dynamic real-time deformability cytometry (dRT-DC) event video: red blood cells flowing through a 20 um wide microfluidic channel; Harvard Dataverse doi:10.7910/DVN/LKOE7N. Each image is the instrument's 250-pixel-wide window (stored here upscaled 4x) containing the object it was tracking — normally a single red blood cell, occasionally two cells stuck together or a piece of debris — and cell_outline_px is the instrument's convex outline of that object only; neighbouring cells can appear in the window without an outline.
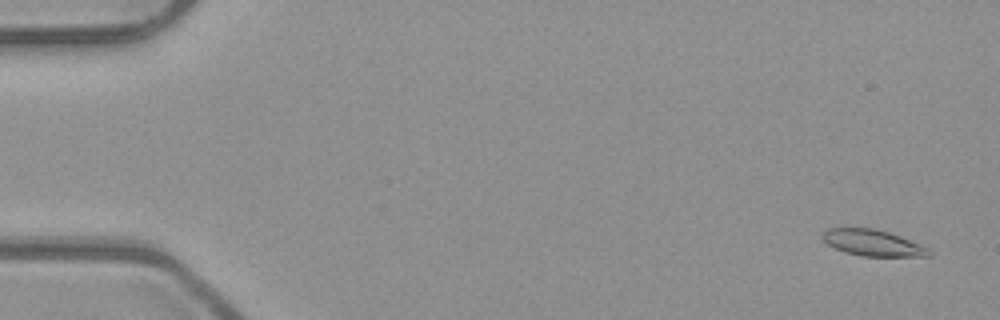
{"species": "common noctule bat (a hibernating species)", "species_latin": "Nyctalus noctula", "temperature_condition": "room temperature", "stored_images_in_passage": 4, "camera_frame_rate_fps": 3000, "um_per_image_px": 0.085, "animal": {"sex": "male", "body_mass_g": 23.1, "forearm_length_mm": 52.7}, "frame": {"image": 1, "passage_image": 1, "time_ms": 0.0, "image_size_px": [1000, 320], "cell_outline_px": [[932, 256], [860, 256], [844, 252], [828, 244], [820, 236], [828, 228], [872, 228], [888, 232], [900, 236], [920, 244], [928, 248], [932, 252]], "centroid_in_image_um": [74.19, 20.65], "position_along_channel_um": 10.8, "area_um2": 16.18}}